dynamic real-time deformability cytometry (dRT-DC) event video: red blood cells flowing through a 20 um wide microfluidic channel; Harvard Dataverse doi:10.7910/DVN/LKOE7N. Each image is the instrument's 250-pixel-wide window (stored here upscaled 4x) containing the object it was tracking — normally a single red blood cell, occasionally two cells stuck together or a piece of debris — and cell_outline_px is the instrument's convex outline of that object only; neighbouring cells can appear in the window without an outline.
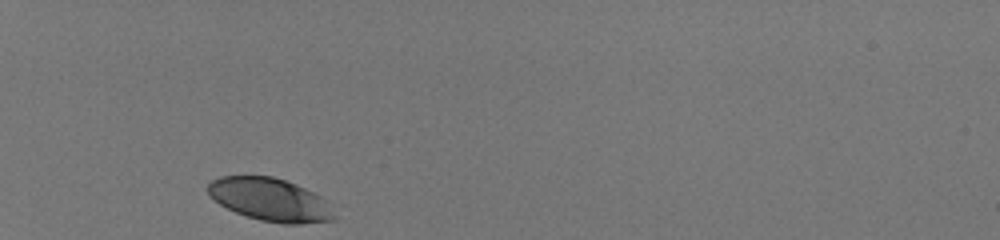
{"species": "human", "species_latin": "Homo sapiens", "temperature_condition": "room temperature", "stored_images_in_passage": 30, "camera_frame_rate_fps": 3000, "um_per_image_px": 0.085, "donor": {"sex": "male"}, "frame": {"image": 1, "passage_image": 1, "time_ms": 0.0, "image_size_px": [1000, 240], "cell_outline_px": [[336, 220], [300, 224], [284, 224], [260, 220], [236, 212], [220, 204], [208, 196], [208, 184], [212, 180], [220, 176], [272, 176], [296, 184], [328, 200], [336, 216]], "centroid_in_image_um": [22.99, 16.98], "position_along_channel_um": 62.0, "area_um2": 31.67}}
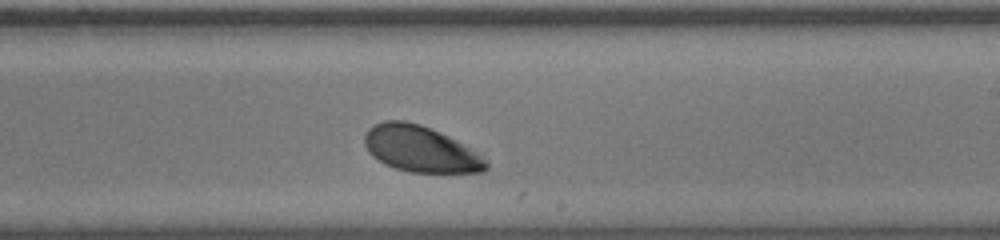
{"frame": {"image": 2, "passage_image": 18, "time_ms": 5.667, "image_size_px": [1000, 240], "cell_outline_px": [[488, 168], [480, 172], [408, 172], [384, 164], [372, 156], [368, 152], [364, 144], [364, 136], [368, 128], [384, 120], [404, 120], [420, 124], [440, 132], [448, 136], [488, 160]], "centroid_in_image_um": [35.69, 12.66], "position_along_channel_um": 253.3, "area_um2": 32.43}}
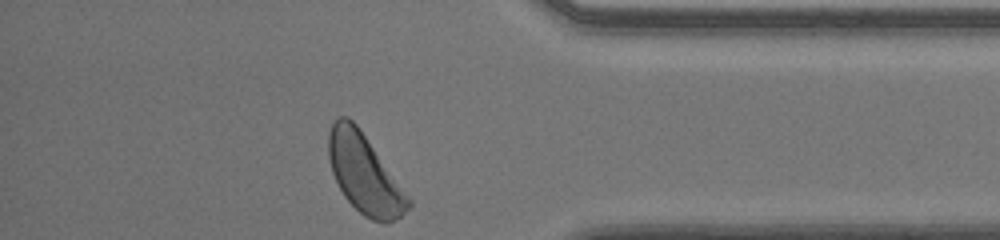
{"frame": {"image": 3, "passage_image": 30, "time_ms": 9.667, "image_size_px": [1000, 240], "cell_outline_px": [[412, 204], [396, 220], [388, 224], [384, 224], [372, 220], [364, 216], [344, 196], [332, 172], [328, 156], [328, 132], [332, 124], [340, 116], [348, 116], [356, 124], [412, 200]], "centroid_in_image_um": [30.98, 14.8], "position_along_channel_um": 404.2, "area_um2": 36.3}, "authors_computed_cell_mechanics": {"area_um2": 33.8708, "velocity_mm_per_s": 3.9839, "shape_relaxation_time_tau1_ms": 1.6104, "shape_relaxation_time_tau2_ms": null, "deformation_change_tau1": 0.1126, "deformation_change_tau2": null}}